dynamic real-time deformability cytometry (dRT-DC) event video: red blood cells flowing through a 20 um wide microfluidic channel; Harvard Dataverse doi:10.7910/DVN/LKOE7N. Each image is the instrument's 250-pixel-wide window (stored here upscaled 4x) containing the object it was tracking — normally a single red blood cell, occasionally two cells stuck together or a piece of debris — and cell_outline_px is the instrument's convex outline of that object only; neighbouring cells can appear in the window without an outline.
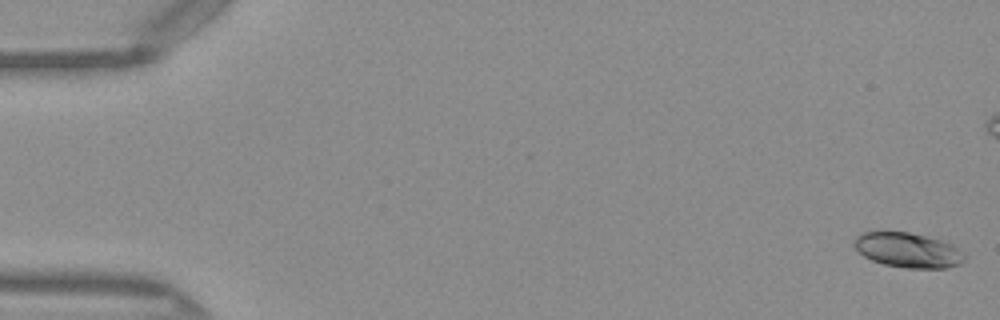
{"species": "Egyptian fruit bat (a non-hibernating species)", "species_latin": "Rousettus aegyptiacus", "temperature_condition": "warm", "stored_images_in_passage": 51, "camera_frame_rate_fps": 3000, "um_per_image_px": 0.085, "frame": {"image": 1, "passage_image": 1, "time_ms": 0.0, "image_size_px": [1000, 320], "cell_outline_px": [[968, 256], [960, 264], [944, 268], [904, 268], [884, 264], [872, 260], [864, 256], [852, 244], [856, 236], [860, 232], [908, 232], [940, 240], [952, 244]], "centroid_in_image_um": [77.18, 21.26], "position_along_channel_um": 7.8, "area_um2": 22.37}}
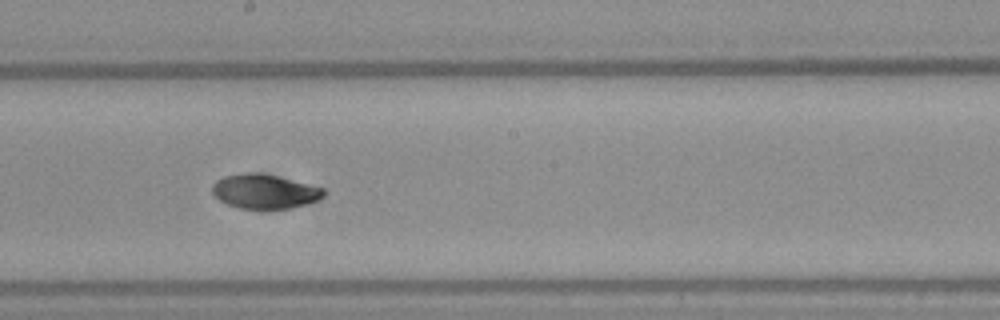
{"frame": {"image": 2, "passage_image": 28, "time_ms": 9.0, "image_size_px": [1000, 320], "cell_outline_px": [[324, 196], [320, 200], [308, 204], [288, 208], [240, 208], [228, 204], [220, 200], [212, 192], [212, 184], [216, 180], [224, 176], [244, 172], [260, 172], [324, 188]], "centroid_in_image_um": [22.49, 16.26], "position_along_channel_um": 225.7, "area_um2": 22.2}}
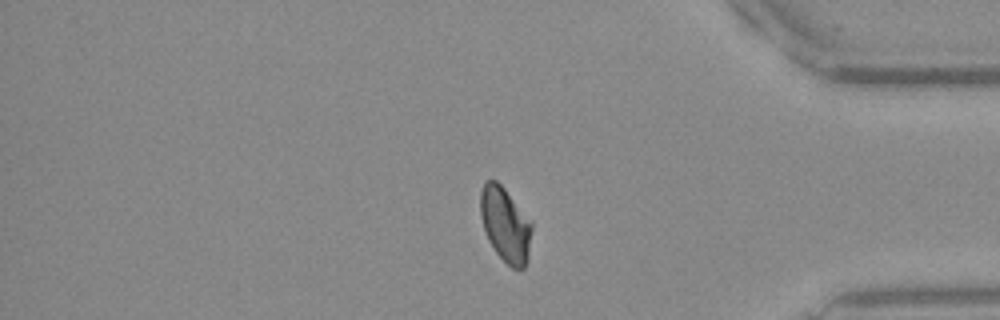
{"frame": {"image": 3, "passage_image": 42, "time_ms": 13.667, "image_size_px": [1000, 320], "cell_outline_px": [[532, 228], [528, 260], [524, 268], [512, 268], [496, 252], [488, 240], [480, 216], [480, 192], [484, 184], [488, 180], [496, 180], [504, 188], [532, 220]], "centroid_in_image_um": [42.97, 19.08], "position_along_channel_um": 392.2, "area_um2": 22.37}, "authors_computed_cell_mechanics": {"area_um2": 22.1374, "velocity_mm_per_s": 4.0761, "shape_relaxation_time_tau1_ms": 7.3279, "shape_relaxation_time_tau2_ms": 2.757, "deformation_change_tau1": 0.1835, "deformation_change_tau2": 0.0564}}